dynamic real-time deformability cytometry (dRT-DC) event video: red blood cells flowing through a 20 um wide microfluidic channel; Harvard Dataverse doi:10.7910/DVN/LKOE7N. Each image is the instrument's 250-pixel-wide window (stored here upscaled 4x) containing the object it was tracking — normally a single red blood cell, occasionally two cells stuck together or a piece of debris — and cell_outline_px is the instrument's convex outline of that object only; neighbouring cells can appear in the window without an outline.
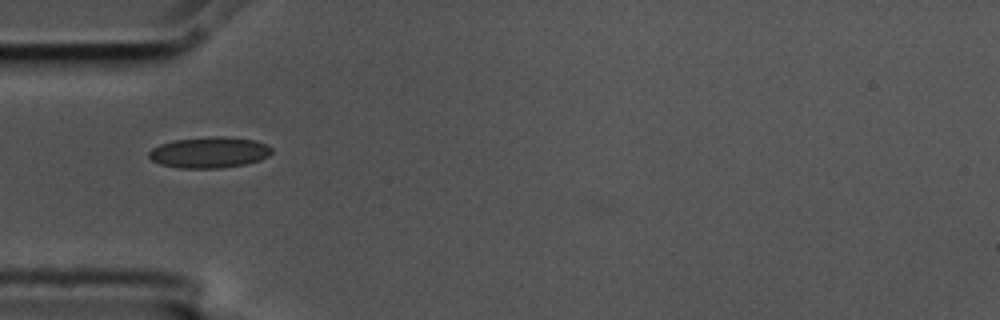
{"species": "common noctule bat (a hibernating species)", "species_latin": "Nyctalus noctula", "temperature_condition": "cold", "stored_images_in_passage": 7, "camera_frame_rate_fps": 3000, "um_per_image_px": 0.085, "animal": {"sex": "male", "body_mass_g": 17.5, "forearm_length_mm": 52.3}, "frame": {"image": 1, "passage_image": 1, "time_ms": 0.0, "image_size_px": [1000, 320], "cell_outline_px": [[272, 152], [268, 156], [260, 160], [244, 164], [220, 168], [180, 168], [160, 164], [152, 160], [148, 156], [148, 152], [152, 148], [160, 144], [176, 140], [212, 136], [224, 136], [256, 140], [268, 144], [272, 148]], "centroid_in_image_um": [17.81, 12.95], "position_along_channel_um": 67.2, "area_um2": 22.25}}
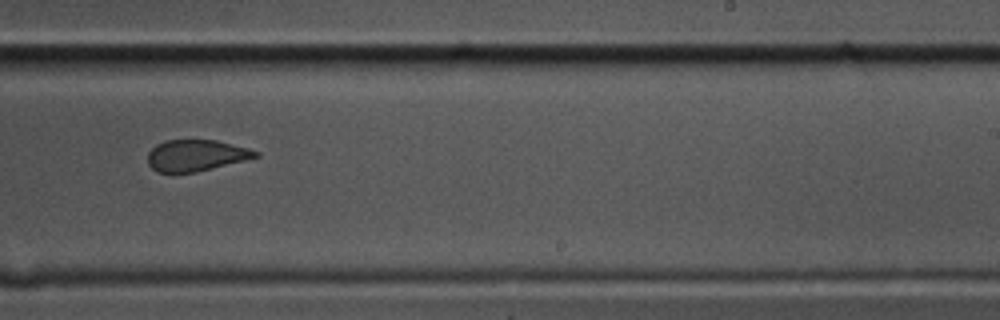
{"frame": {"image": 2, "passage_image": 6, "time_ms": 1.667, "image_size_px": [1000, 320], "cell_outline_px": [[260, 156], [196, 172], [156, 172], [148, 164], [148, 152], [156, 144], [164, 140], [216, 140], [248, 148], [260, 152]], "centroid_in_image_um": [16.64, 13.2], "position_along_channel_um": 272.4, "area_um2": 19.59}}
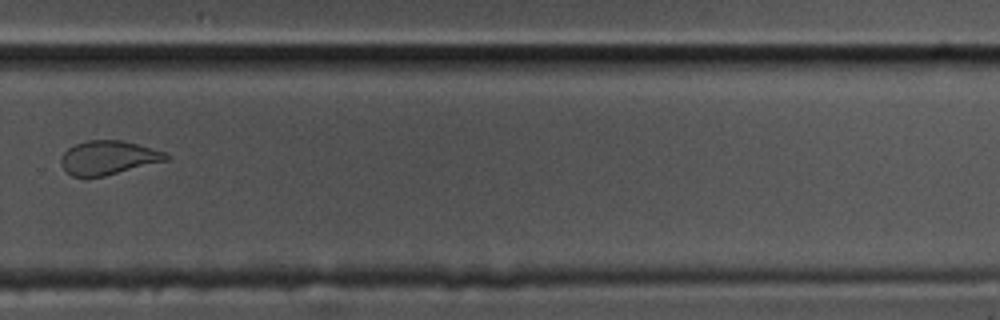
{"frame": {"image": 3, "passage_image": 7, "time_ms": 2.0, "image_size_px": [1000, 320], "cell_outline_px": [[172, 156], [168, 160], [88, 180], [72, 176], [64, 172], [60, 164], [60, 160], [64, 152], [68, 148], [76, 144], [88, 140], [120, 140], [168, 152]], "centroid_in_image_um": [9.17, 13.44], "position_along_channel_um": 320.6, "area_um2": 21.27}}